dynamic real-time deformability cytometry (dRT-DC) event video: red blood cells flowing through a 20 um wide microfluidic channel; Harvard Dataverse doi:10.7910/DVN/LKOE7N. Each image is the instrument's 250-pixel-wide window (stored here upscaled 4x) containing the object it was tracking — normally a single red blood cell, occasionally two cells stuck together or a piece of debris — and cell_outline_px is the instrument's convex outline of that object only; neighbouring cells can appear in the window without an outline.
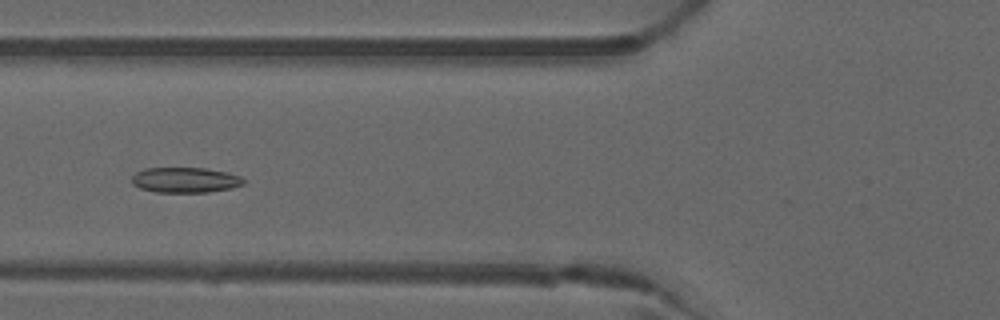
{"species": "common noctule bat (a hibernating species)", "species_latin": "Nyctalus noctula", "temperature_condition": "warm", "stored_images_in_passage": 43, "camera_frame_rate_fps": 3000, "um_per_image_px": 0.085, "animal": {"sex": "male", "forearm_length_mm": 52.5}, "frame": {"image": 1, "passage_image": 12, "time_ms": 3.667, "image_size_px": [1000, 320], "cell_outline_px": [[248, 180], [244, 184], [232, 188], [208, 192], [156, 192], [140, 188], [132, 184], [132, 176], [136, 172], [144, 168], [204, 168], [228, 172], [240, 176]], "centroid_in_image_um": [15.77, 15.3], "position_along_channel_um": 110.0, "area_um2": 16.65}}
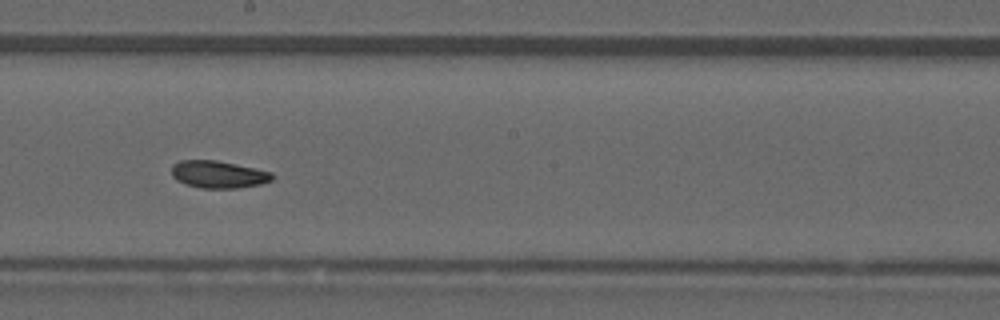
{"frame": {"image": 2, "passage_image": 21, "time_ms": 6.667, "image_size_px": [1000, 320], "cell_outline_px": [[276, 176], [272, 180], [260, 184], [236, 188], [200, 188], [184, 184], [176, 180], [172, 176], [172, 164], [180, 160], [216, 160], [256, 168], [272, 172]], "centroid_in_image_um": [18.56, 14.82], "position_along_channel_um": 229.6, "area_um2": 16.18}}
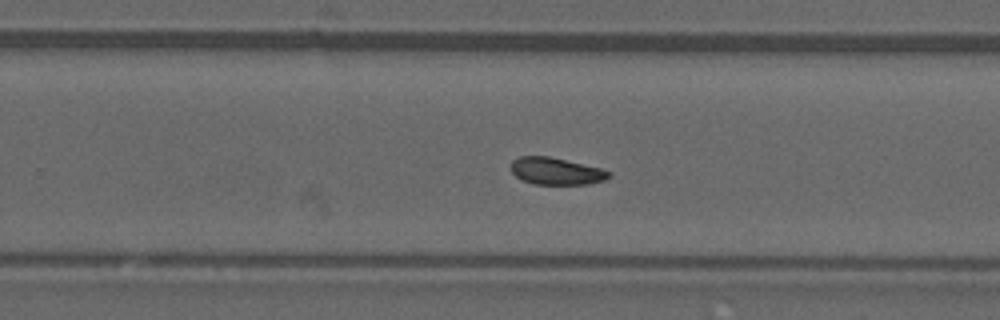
{"frame": {"image": 3, "passage_image": 25, "time_ms": 8.0, "image_size_px": [1000, 320], "cell_outline_px": [[612, 176], [604, 180], [588, 184], [532, 184], [520, 180], [512, 172], [512, 160], [520, 156], [548, 156], [600, 168], [612, 172]], "centroid_in_image_um": [47.27, 14.56], "position_along_channel_um": 282.5, "area_um2": 15.43}, "authors_computed_cell_mechanics": {"area_um2": 16.2996, "velocity_mm_per_s": 3.9961, "shape_relaxation_time_tau1_ms": null, "shape_relaxation_time_tau2_ms": 1.7959, "deformation_change_tau1": null, "deformation_change_tau2": 0.0523}}